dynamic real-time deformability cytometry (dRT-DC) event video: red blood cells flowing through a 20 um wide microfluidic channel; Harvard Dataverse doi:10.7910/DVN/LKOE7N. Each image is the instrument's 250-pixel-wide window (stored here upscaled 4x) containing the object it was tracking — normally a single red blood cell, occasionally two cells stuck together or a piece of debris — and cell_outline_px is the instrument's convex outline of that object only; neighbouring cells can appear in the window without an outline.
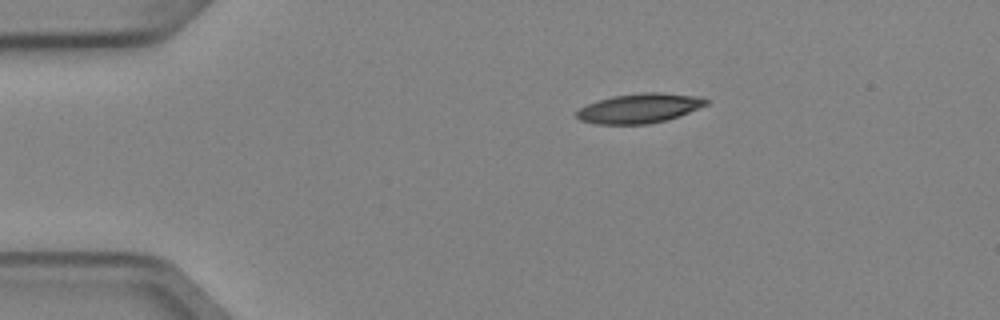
{"species": "Egyptian fruit bat (a non-hibernating species)", "species_latin": "Rousettus aegyptiacus", "temperature_condition": "cold", "stored_images_in_passage": 4, "camera_frame_rate_fps": 3000, "um_per_image_px": 0.085, "animal": {"sex": "female"}, "frame": {"image": 1, "passage_image": 1, "time_ms": 0.0, "image_size_px": [1000, 320], "cell_outline_px": [[708, 104], [688, 112], [664, 120], [648, 124], [596, 124], [580, 120], [576, 116], [576, 112], [580, 108], [596, 100], [612, 96], [644, 92], [660, 92], [700, 96], [708, 100]], "centroid_in_image_um": [54.33, 9.19], "position_along_channel_um": 30.7, "area_um2": 22.2}}
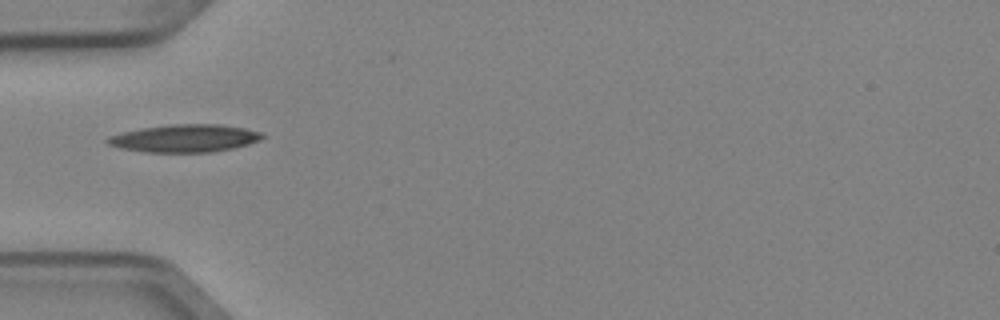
{"frame": {"image": 2, "passage_image": 3, "time_ms": 0.667, "image_size_px": [1000, 320], "cell_outline_px": [[264, 136], [260, 140], [248, 144], [232, 148], [212, 152], [144, 152], [120, 148], [108, 144], [104, 140], [108, 136], [120, 132], [140, 128], [168, 124], [220, 124], [244, 128], [260, 132]], "centroid_in_image_um": [15.64, 11.75], "position_along_channel_um": 69.4, "area_um2": 25.09}}
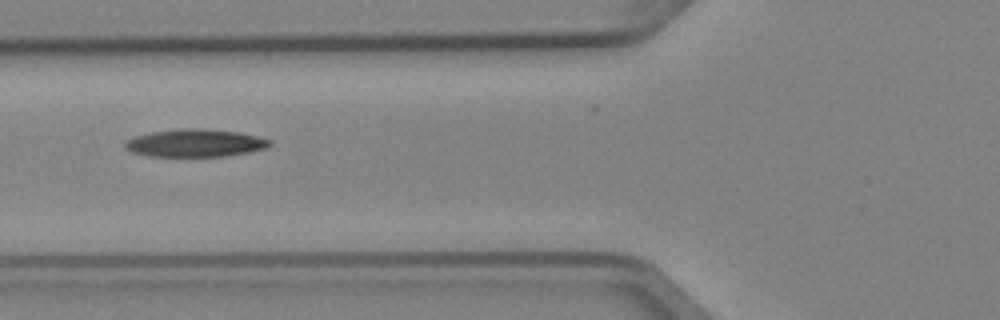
{"frame": {"image": 3, "passage_image": 4, "time_ms": 1.0, "image_size_px": [1000, 320], "cell_outline_px": [[272, 144], [268, 148], [248, 152], [224, 156], [148, 156], [132, 152], [124, 148], [124, 140], [136, 136], [152, 132], [180, 128], [200, 128], [236, 132], [256, 136], [272, 140]], "centroid_in_image_um": [16.57, 12.16], "position_along_channel_um": 109.2, "area_um2": 23.35}}